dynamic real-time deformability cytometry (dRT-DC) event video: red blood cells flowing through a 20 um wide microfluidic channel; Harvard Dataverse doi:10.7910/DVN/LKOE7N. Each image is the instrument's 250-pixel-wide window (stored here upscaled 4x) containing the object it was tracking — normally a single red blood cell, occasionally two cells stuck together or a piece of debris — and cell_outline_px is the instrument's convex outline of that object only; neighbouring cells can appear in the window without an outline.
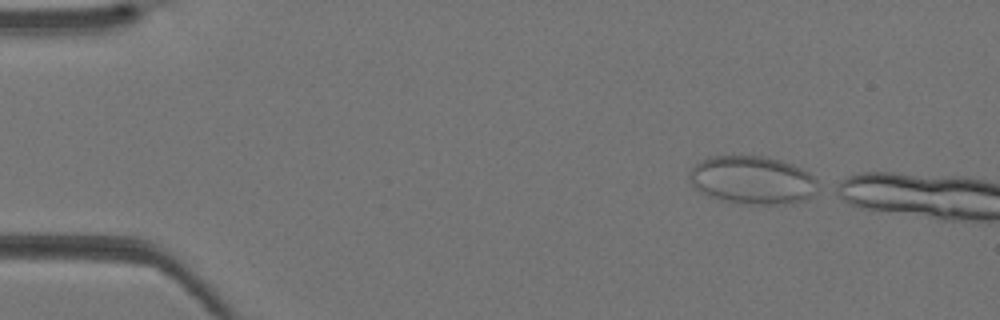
{"species": "Egyptian fruit bat (a non-hibernating species)", "species_latin": "Rousettus aegyptiacus", "temperature_condition": "warm", "stored_images_in_passage": 3, "camera_frame_rate_fps": 3000, "um_per_image_px": 0.085, "animal": {"sex": "female"}, "frame": {"image": 1, "passage_image": 1, "time_ms": 0.0, "image_size_px": [1000, 320], "cell_outline_px": [[824, 188], [820, 192], [808, 200], [792, 204], [744, 204], [724, 200], [708, 196], [696, 188], [692, 184], [688, 176], [692, 168], [696, 164], [712, 156], [764, 156], [780, 160], [792, 164], [816, 176]], "centroid_in_image_um": [64.09, 15.33], "position_along_channel_um": 20.9, "area_um2": 36.7}}